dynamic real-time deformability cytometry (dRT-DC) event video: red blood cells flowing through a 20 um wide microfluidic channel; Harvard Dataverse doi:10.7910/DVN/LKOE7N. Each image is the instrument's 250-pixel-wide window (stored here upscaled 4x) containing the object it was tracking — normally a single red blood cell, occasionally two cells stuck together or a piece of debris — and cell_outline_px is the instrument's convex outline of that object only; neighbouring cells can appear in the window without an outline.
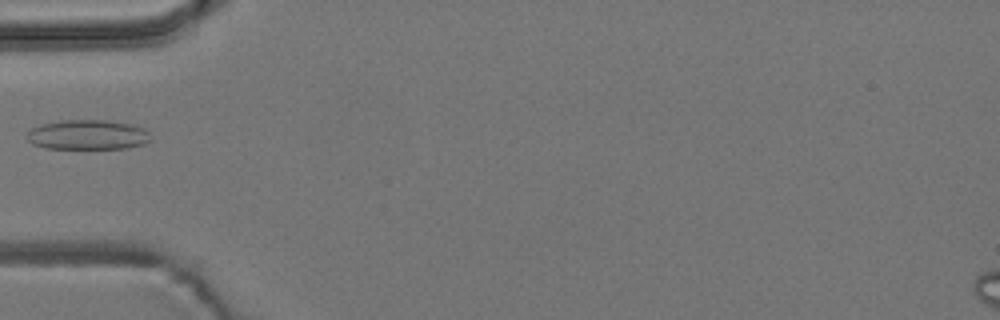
{"species": "common noctule bat (a hibernating species)", "species_latin": "Nyctalus noctula", "temperature_condition": "room temperature", "stored_images_in_passage": 6, "camera_frame_rate_fps": 3000, "um_per_image_px": 0.085, "animal": {"sex": "male", "body_mass_g": 19.2, "forearm_length_mm": 51.8}, "frame": {"image": 1, "passage_image": 5, "time_ms": 4.667, "image_size_px": [1000, 320], "cell_outline_px": [[152, 140], [144, 144], [128, 148], [44, 148], [32, 144], [28, 140], [28, 132], [32, 128], [44, 124], [64, 120], [104, 120], [132, 124], [144, 128], [148, 132]], "centroid_in_image_um": [7.5, 11.46], "position_along_channel_um": 77.5, "area_um2": 21.39}}